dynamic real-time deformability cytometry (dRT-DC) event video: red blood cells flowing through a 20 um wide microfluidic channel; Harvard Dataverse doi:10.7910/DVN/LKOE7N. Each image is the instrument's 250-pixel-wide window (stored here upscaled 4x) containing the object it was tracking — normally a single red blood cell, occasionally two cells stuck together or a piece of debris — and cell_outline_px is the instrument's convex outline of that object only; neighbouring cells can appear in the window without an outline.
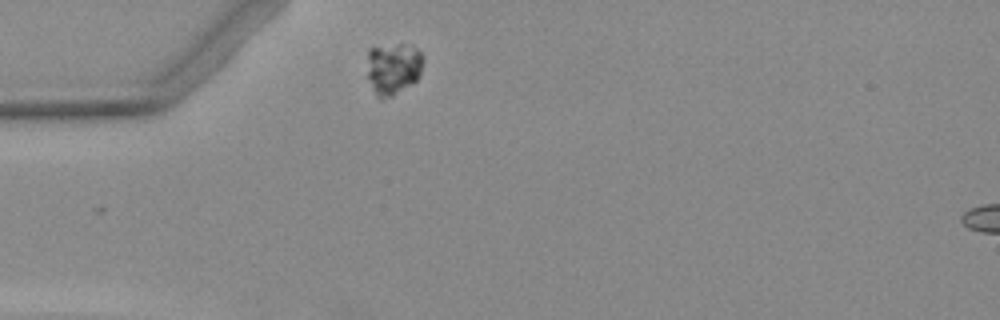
{"species": "Egyptian fruit bat (a non-hibernating species)", "species_latin": "Rousettus aegyptiacus", "temperature_condition": "warm", "stored_images_in_passage": 2, "camera_frame_rate_fps": 3000, "um_per_image_px": 0.085, "animal": {"sex": "female"}, "frame": {"image": 1, "passage_image": 1, "time_ms": 0.0, "image_size_px": [1000, 320], "cell_outline_px": [[424, 60], [420, 76], [412, 84], [392, 96], [380, 100], [376, 96], [368, 80], [368, 48], [400, 44], [412, 44], [424, 56]], "centroid_in_image_um": [33.44, 5.82], "position_along_channel_um": 51.6, "area_um2": 17.22}}